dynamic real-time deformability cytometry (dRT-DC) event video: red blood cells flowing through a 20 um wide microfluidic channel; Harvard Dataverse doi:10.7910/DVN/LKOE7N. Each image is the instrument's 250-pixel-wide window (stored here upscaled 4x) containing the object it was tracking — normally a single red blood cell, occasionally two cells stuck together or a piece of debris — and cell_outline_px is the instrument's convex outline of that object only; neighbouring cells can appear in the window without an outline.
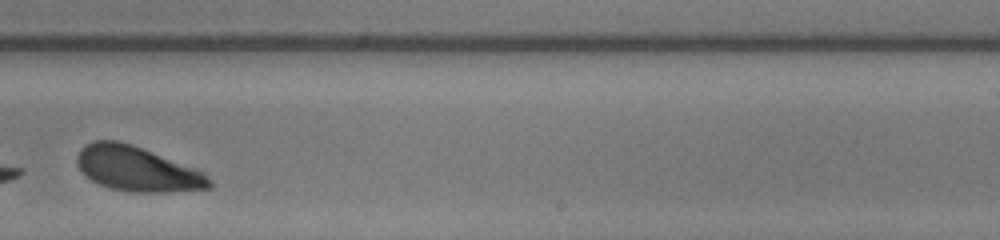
{"species": "human", "species_latin": "Homo sapiens", "temperature_condition": "warm", "stored_images_in_passage": 26, "camera_frame_rate_fps": 3000, "um_per_image_px": 0.085, "donor": {"sex": "female"}, "frame": {"image": 1, "passage_image": 19, "time_ms": 6.0, "image_size_px": [1000, 240], "cell_outline_px": [[212, 188], [164, 192], [132, 192], [112, 188], [100, 184], [84, 176], [80, 172], [76, 164], [76, 156], [80, 148], [84, 144], [92, 140], [116, 140], [132, 144], [196, 168], [204, 172], [212, 180]], "centroid_in_image_um": [11.63, 14.34], "position_along_channel_um": 277.4, "area_um2": 34.91}, "authors_computed_cell_mechanics": {"area_um2": 36.1539, "velocity_mm_per_s": 4.1826, "shape_relaxation_time_tau1_ms": 1.3193, "shape_relaxation_time_tau2_ms": null, "deformation_change_tau1": 0.3429, "deformation_change_tau2": null}}